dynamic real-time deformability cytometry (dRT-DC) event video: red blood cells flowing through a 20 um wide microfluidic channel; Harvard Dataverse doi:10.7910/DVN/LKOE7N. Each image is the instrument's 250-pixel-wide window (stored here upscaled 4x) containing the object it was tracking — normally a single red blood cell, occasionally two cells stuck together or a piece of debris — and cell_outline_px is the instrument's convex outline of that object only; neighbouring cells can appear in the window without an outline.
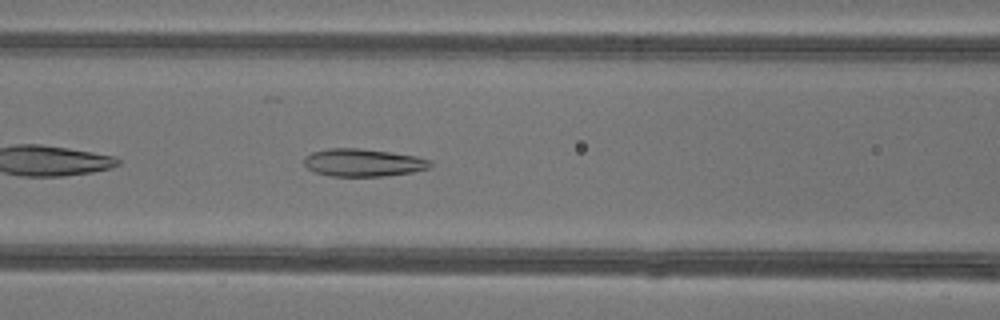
{"species": "common noctule bat (a hibernating species)", "species_latin": "Nyctalus noctula", "temperature_condition": "warm", "stored_images_in_passage": 33, "camera_frame_rate_fps": 3000, "um_per_image_px": 0.085, "animal": {"sex": "female"}, "frame": {"image": 1, "passage_image": 6, "time_ms": 1.667, "image_size_px": [1000, 320], "cell_outline_px": [[432, 164], [428, 168], [412, 172], [384, 176], [332, 176], [316, 172], [308, 168], [304, 164], [304, 156], [312, 152], [328, 148], [360, 148], [392, 152], [416, 156], [432, 160]], "centroid_in_image_um": [30.87, 13.81], "position_along_channel_um": 135.7, "area_um2": 20.4}}
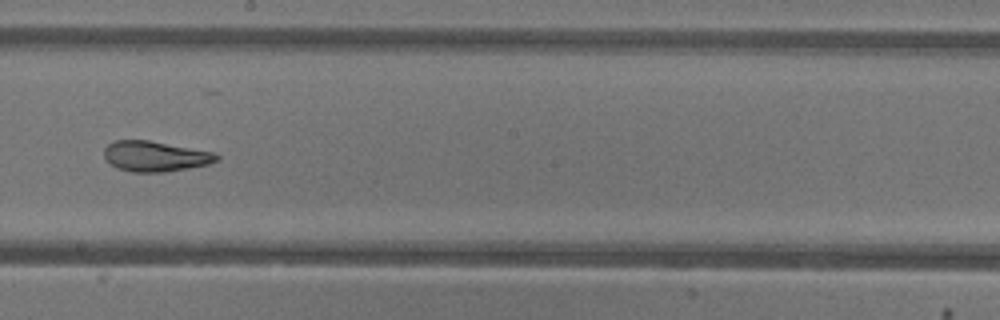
{"frame": {"image": 2, "passage_image": 13, "time_ms": 4.0, "image_size_px": [1000, 320], "cell_outline_px": [[220, 160], [208, 164], [188, 168], [164, 172], [132, 172], [116, 168], [104, 156], [104, 148], [108, 144], [116, 140], [148, 140], [216, 152], [220, 156]], "centroid_in_image_um": [13.23, 13.28], "position_along_channel_um": 235.0, "area_um2": 20.0}}
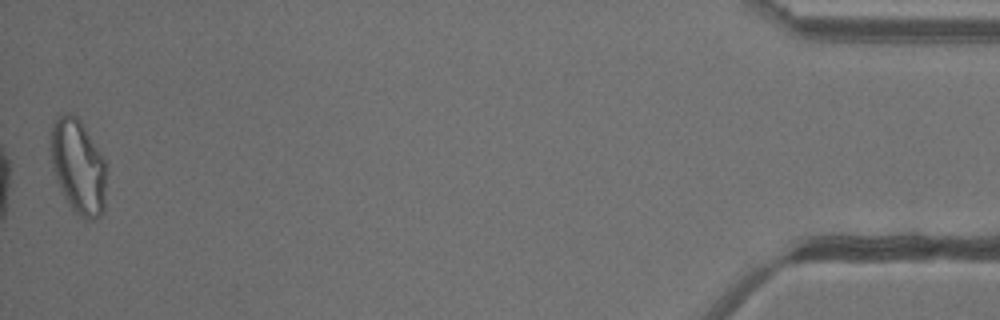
{"frame": {"image": 3, "passage_image": 33, "time_ms": 10.667, "image_size_px": [1000, 320], "cell_outline_px": [[104, 212], [96, 220], [84, 220], [72, 212], [52, 172], [48, 148], [52, 124], [60, 116], [68, 112], [72, 112], [80, 120], [104, 160]], "centroid_in_image_um": [6.58, 14.19], "position_along_channel_um": 428.6, "area_um2": 30.98}, "authors_computed_cell_mechanics": {"area_um2": 21.386, "velocity_mm_per_s": 4.2596, "shape_relaxation_time_tau1_ms": 10.6519, "shape_relaxation_time_tau2_ms": 1.7439, "deformation_change_tau1": 0.3331, "deformation_change_tau2": 0.1089}}